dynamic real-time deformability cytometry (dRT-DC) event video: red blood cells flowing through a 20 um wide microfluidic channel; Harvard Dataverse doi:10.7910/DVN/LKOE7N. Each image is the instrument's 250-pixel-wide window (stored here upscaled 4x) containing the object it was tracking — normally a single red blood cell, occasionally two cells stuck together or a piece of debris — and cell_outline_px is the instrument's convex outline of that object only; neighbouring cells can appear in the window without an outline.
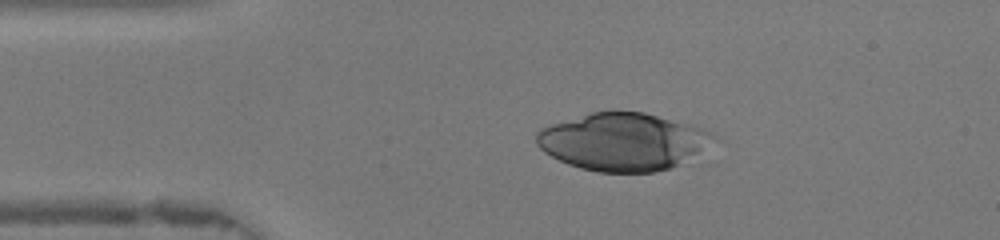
{"species": "human", "species_latin": "Homo sapiens", "temperature_condition": "warm", "stored_images_in_passage": 45, "camera_frame_rate_fps": 3000, "um_per_image_px": 0.085, "donor": {"sex": "female"}, "frame": {"image": 1, "passage_image": 8, "time_ms": 2.333, "image_size_px": [1000, 240], "cell_outline_px": [[716, 140], [672, 168], [652, 172], [596, 172], [580, 168], [568, 164], [544, 152], [536, 144], [536, 132], [540, 128], [548, 124], [592, 112], [644, 112], [692, 124], [704, 128], [712, 132], [716, 136]], "centroid_in_image_um": [52.92, 12.04], "position_along_channel_um": 32.1, "area_um2": 59.25}}